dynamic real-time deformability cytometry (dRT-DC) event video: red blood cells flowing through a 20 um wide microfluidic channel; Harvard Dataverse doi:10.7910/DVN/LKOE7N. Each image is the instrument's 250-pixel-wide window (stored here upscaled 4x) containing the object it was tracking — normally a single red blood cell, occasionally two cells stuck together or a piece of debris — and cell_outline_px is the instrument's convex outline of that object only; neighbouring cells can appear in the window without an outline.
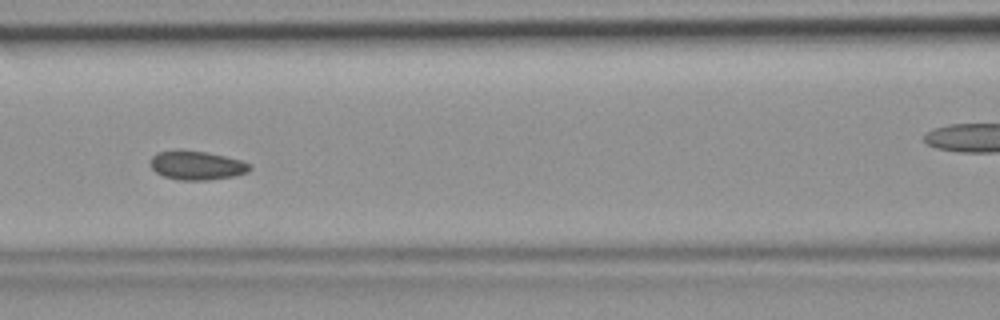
{"species": "common noctule bat (a hibernating species)", "species_latin": "Nyctalus noctula", "temperature_condition": "room temperature", "stored_images_in_passage": 50, "camera_frame_rate_fps": 3000, "um_per_image_px": 0.085, "animal": {"sex": "female", "body_mass_g": 19.9}, "frame": {"image": 1, "passage_image": 22, "time_ms": 7.0, "image_size_px": [1000, 320], "cell_outline_px": [[252, 168], [248, 172], [236, 176], [208, 180], [180, 180], [164, 176], [156, 172], [148, 164], [148, 160], [156, 152], [176, 148], [180, 148], [208, 152], [240, 160], [252, 164]], "centroid_in_image_um": [16.68, 14.03], "position_along_channel_um": 149.9, "area_um2": 17.34}}
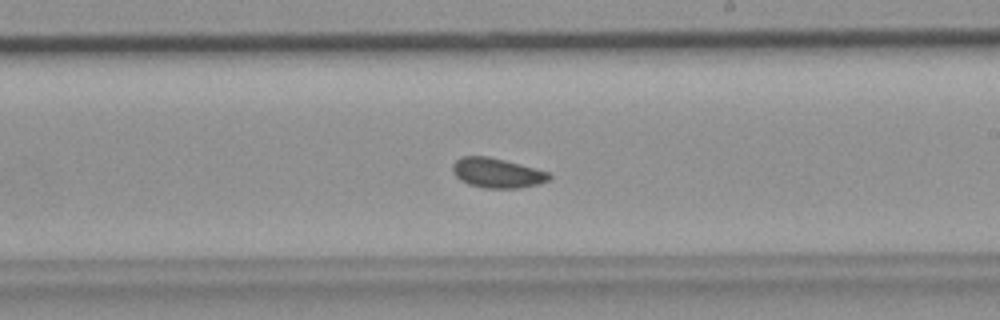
{"frame": {"image": 2, "passage_image": 29, "time_ms": 9.333, "image_size_px": [1000, 320], "cell_outline_px": [[552, 176], [548, 180], [536, 184], [520, 188], [484, 188], [468, 184], [460, 180], [452, 172], [452, 164], [456, 160], [464, 156], [488, 156], [520, 164], [548, 172]], "centroid_in_image_um": [42.21, 14.7], "position_along_channel_um": 246.8, "area_um2": 16.65}}